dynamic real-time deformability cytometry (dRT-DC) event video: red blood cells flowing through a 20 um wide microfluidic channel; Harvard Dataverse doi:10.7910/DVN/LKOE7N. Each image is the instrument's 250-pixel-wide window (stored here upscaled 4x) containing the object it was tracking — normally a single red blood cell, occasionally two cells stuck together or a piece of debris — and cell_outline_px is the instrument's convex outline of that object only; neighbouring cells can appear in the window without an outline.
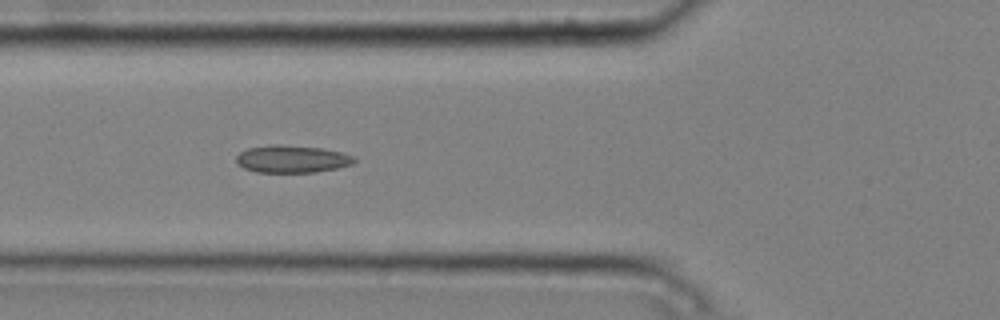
{"species": "common noctule bat (a hibernating species)", "species_latin": "Nyctalus noctula", "temperature_condition": "cold", "stored_images_in_passage": 13, "camera_frame_rate_fps": 3000, "um_per_image_px": 0.085, "animal": {"sex": "male", "body_mass_g": 20.4}, "frame": {"image": 1, "passage_image": 5, "time_ms": 1.333, "image_size_px": [1000, 320], "cell_outline_px": [[356, 160], [352, 164], [336, 168], [316, 172], [256, 172], [244, 168], [236, 164], [236, 156], [240, 152], [248, 148], [272, 144], [280, 144], [324, 148], [340, 152], [352, 156]], "centroid_in_image_um": [24.78, 13.51], "position_along_channel_um": 101.0, "area_um2": 18.9}}
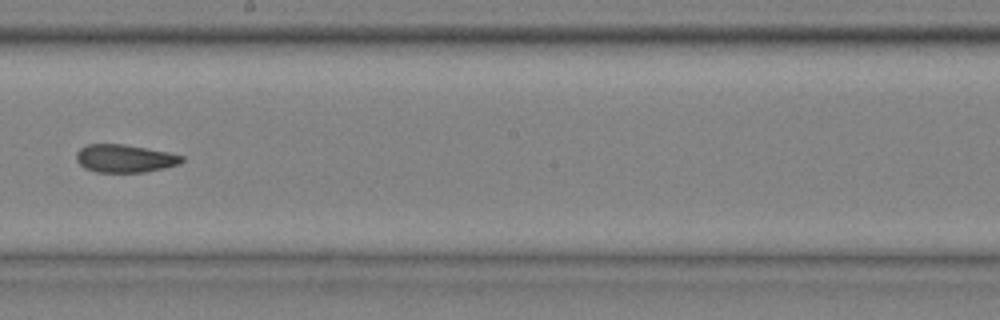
{"frame": {"image": 2, "passage_image": 8, "time_ms": 2.333, "image_size_px": [1000, 320], "cell_outline_px": [[184, 160], [180, 164], [164, 168], [144, 172], [96, 172], [84, 168], [76, 160], [76, 152], [80, 148], [88, 144], [124, 144], [168, 152], [184, 156]], "centroid_in_image_um": [10.6, 13.47], "position_along_channel_um": 237.6, "area_um2": 17.22}}
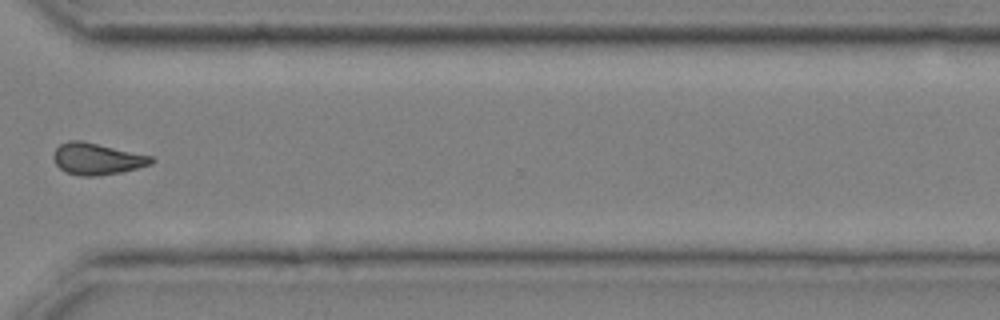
{"frame": {"image": 3, "passage_image": 11, "time_ms": 3.333, "image_size_px": [1000, 320], "cell_outline_px": [[156, 160], [152, 164], [120, 172], [96, 176], [80, 176], [64, 172], [56, 164], [52, 156], [56, 148], [60, 144], [68, 140], [84, 140], [156, 156]], "centroid_in_image_um": [8.28, 13.48], "position_along_channel_um": 362.3, "area_um2": 18.5}}